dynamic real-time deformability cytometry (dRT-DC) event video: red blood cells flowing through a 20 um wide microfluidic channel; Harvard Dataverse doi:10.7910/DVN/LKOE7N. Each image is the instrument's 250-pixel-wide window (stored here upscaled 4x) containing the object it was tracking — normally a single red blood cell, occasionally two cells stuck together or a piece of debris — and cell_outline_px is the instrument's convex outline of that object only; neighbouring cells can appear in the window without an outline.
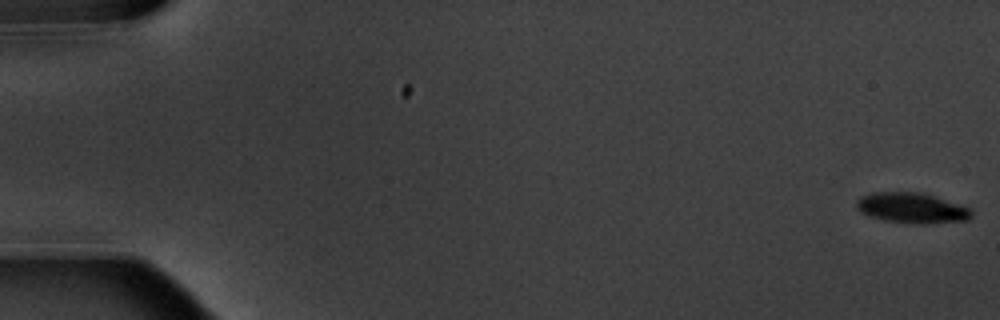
{"species": "common noctule bat (a hibernating species)", "species_latin": "Nyctalus noctula", "temperature_condition": "warm", "stored_images_in_passage": 6, "segment_of_instrument_passage": [1, 2], "camera_frame_rate_fps": 3000, "um_per_image_px": 0.085, "animal": {"sex": "male", "body_mass_g": 20.1, "forearm_length_mm": 53.5}, "frame": {"image": 1, "passage_image": 1, "time_ms": 0.0, "image_size_px": [1000, 320], "cell_outline_px": [[972, 216], [968, 220], [924, 224], [920, 224], [884, 220], [868, 216], [860, 212], [856, 208], [856, 200], [860, 196], [872, 192], [920, 192], [936, 196], [968, 208], [972, 212]], "centroid_in_image_um": [77.45, 17.67], "position_along_channel_um": 7.5, "area_um2": 20.4}}